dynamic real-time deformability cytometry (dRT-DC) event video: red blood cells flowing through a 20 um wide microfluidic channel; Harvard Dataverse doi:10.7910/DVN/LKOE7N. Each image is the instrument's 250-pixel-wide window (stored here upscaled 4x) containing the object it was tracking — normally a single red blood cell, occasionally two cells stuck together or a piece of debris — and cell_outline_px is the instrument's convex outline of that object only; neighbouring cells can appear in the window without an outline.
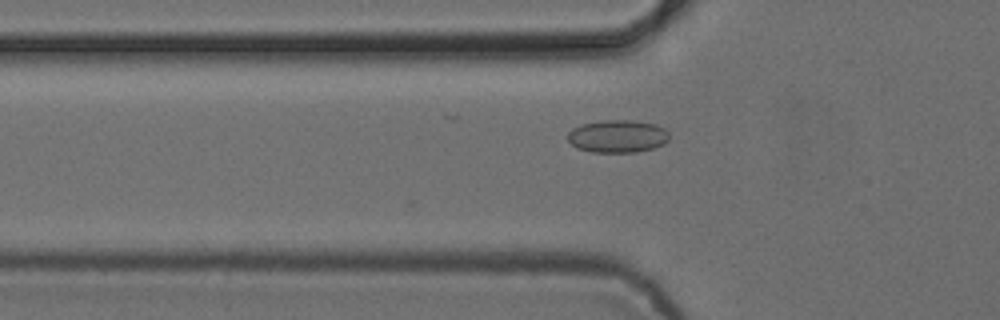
{"species": "common noctule bat (a hibernating species)", "species_latin": "Nyctalus noctula", "temperature_condition": "cold", "stored_images_in_passage": 43, "camera_frame_rate_fps": 3000, "um_per_image_px": 0.085, "animal": {"sex": "female", "body_mass_g": 24.6, "forearm_length_mm": 56.2}, "frame": {"image": 1, "passage_image": 8, "time_ms": 2.333, "image_size_px": [1000, 320], "cell_outline_px": [[668, 140], [664, 144], [652, 148], [636, 152], [592, 152], [576, 148], [568, 140], [568, 132], [572, 128], [580, 124], [600, 120], [632, 120], [656, 124], [664, 128], [668, 132]], "centroid_in_image_um": [52.47, 11.57], "position_along_channel_um": 73.3, "area_um2": 19.48}}
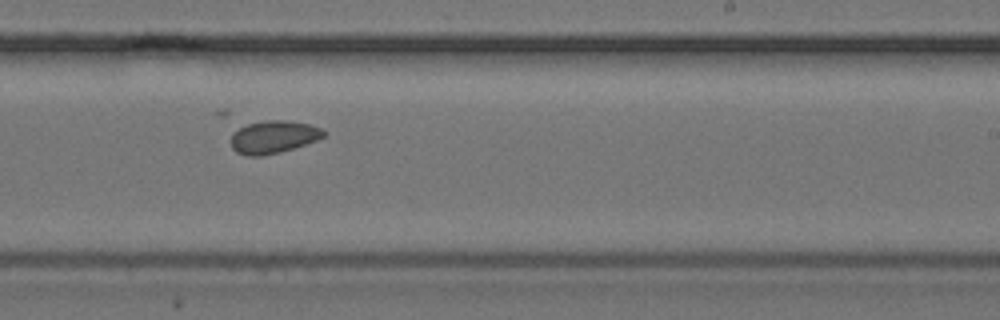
{"frame": {"image": 2, "passage_image": 23, "time_ms": 7.333, "image_size_px": [1000, 320], "cell_outline_px": [[328, 132], [324, 136], [316, 140], [280, 152], [264, 156], [248, 156], [236, 152], [232, 148], [232, 132], [248, 124], [264, 120], [284, 120], [308, 124], [320, 128]], "centroid_in_image_um": [23.23, 11.64], "position_along_channel_um": 265.8, "area_um2": 17.51}}
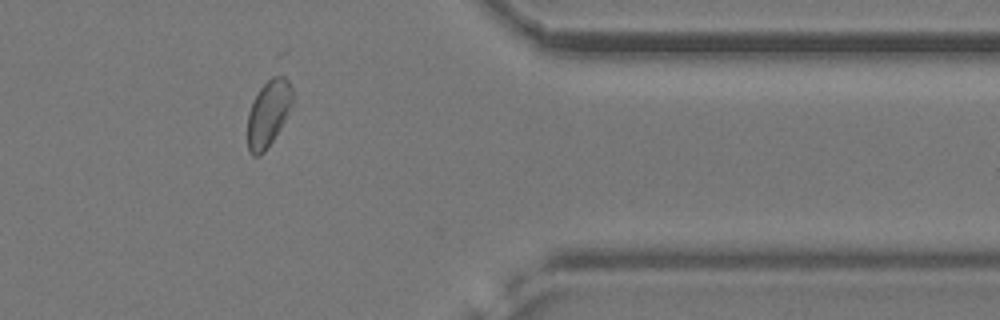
{"frame": {"image": 3, "passage_image": 34, "time_ms": 11.0, "image_size_px": [1000, 320], "cell_outline_px": [[292, 108], [280, 128], [264, 152], [260, 156], [252, 156], [248, 152], [248, 112], [260, 88], [272, 76], [284, 76], [288, 80], [292, 88]], "centroid_in_image_um": [22.82, 9.65], "position_along_channel_um": 388.6, "area_um2": 17.28}}